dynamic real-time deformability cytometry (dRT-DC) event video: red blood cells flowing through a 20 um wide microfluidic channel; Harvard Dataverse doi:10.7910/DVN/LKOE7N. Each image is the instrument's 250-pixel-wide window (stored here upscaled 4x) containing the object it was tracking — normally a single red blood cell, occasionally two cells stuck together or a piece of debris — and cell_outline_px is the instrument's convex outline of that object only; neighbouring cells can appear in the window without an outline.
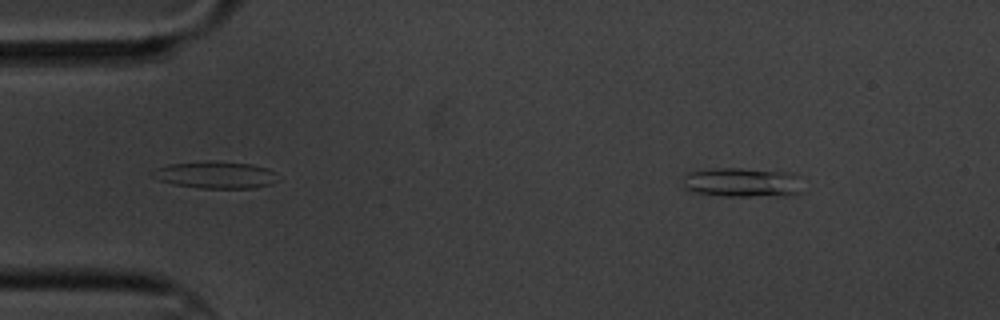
{"species": "common noctule bat (a hibernating species)", "species_latin": "Nyctalus noctula", "temperature_condition": "cold", "stored_images_in_passage": 5, "camera_frame_rate_fps": 3000, "um_per_image_px": 0.085, "animal": {"sex": "male", "body_mass_g": 20.1, "forearm_length_mm": 53.5}, "frame": {"image": 1, "passage_image": 2, "time_ms": 1.0, "image_size_px": [1000, 320], "cell_outline_px": [[800, 192], [788, 196], [720, 196], [696, 192], [684, 188], [684, 176], [688, 172], [708, 168], [740, 168], [792, 172], [800, 176]], "centroid_in_image_um": [63.12, 15.5], "position_along_channel_um": 21.9, "area_um2": 20.87}}